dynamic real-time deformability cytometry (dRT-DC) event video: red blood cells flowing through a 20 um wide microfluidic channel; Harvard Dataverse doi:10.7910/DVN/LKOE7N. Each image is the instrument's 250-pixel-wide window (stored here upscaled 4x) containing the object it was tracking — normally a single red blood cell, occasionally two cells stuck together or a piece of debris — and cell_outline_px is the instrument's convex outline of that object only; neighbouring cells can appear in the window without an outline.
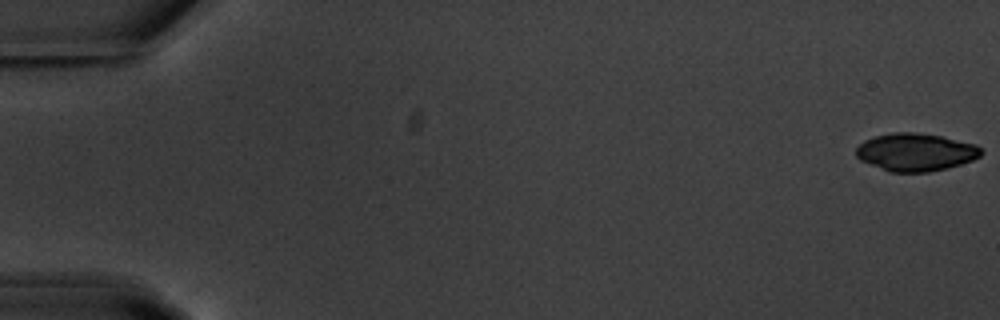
{"species": "common noctule bat (a hibernating species)", "species_latin": "Nyctalus noctula", "temperature_condition": "warm", "stored_images_in_passage": 55, "camera_frame_rate_fps": 3000, "um_per_image_px": 0.085, "animal": {"sex": "male", "body_mass_g": 20.1, "forearm_length_mm": 53.5}, "frame": {"image": 1, "passage_image": 1, "time_ms": 0.0, "image_size_px": [1000, 320], "cell_outline_px": [[984, 152], [980, 156], [972, 160], [948, 168], [928, 172], [888, 172], [860, 160], [856, 156], [856, 148], [864, 140], [876, 136], [892, 132], [916, 132], [944, 136], [976, 144]], "centroid_in_image_um": [77.84, 12.93], "position_along_channel_um": 7.2, "area_um2": 27.74}}